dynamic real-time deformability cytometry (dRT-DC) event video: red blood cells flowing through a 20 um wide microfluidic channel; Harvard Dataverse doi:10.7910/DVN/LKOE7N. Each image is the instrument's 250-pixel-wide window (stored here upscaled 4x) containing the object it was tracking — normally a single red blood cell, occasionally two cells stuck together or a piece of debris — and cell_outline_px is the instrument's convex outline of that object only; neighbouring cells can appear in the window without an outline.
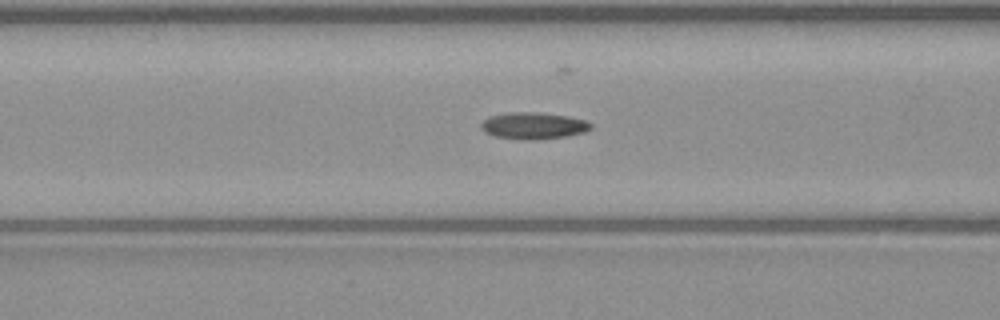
{"species": "common noctule bat (a hibernating species)", "species_latin": "Nyctalus noctula", "temperature_condition": "warm", "stored_images_in_passage": 42, "camera_frame_rate_fps": 3000, "um_per_image_px": 0.085, "animal": {"sex": "male", "body_mass_g": 23.1, "forearm_length_mm": 52.7}, "frame": {"image": 1, "passage_image": 21, "time_ms": 6.667, "image_size_px": [1000, 320], "cell_outline_px": [[592, 128], [584, 132], [568, 136], [536, 140], [528, 140], [496, 136], [484, 132], [480, 128], [480, 124], [488, 116], [512, 112], [536, 112], [568, 116], [588, 120], [592, 124]], "centroid_in_image_um": [45.36, 10.68], "position_along_channel_um": 121.2, "area_um2": 17.22}}
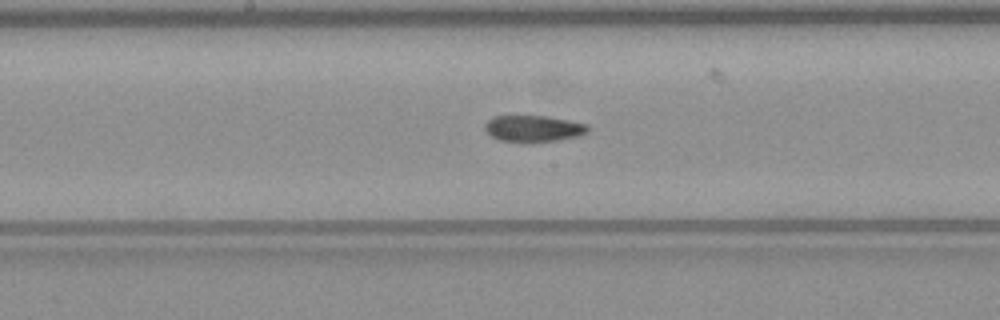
{"frame": {"image": 2, "passage_image": 27, "time_ms": 8.667, "image_size_px": [1000, 320], "cell_outline_px": [[588, 132], [580, 136], [560, 140], [500, 140], [492, 136], [484, 128], [484, 124], [492, 116], [544, 116], [568, 120], [588, 124]], "centroid_in_image_um": [45.37, 10.89], "position_along_channel_um": 202.8, "area_um2": 15.37}}
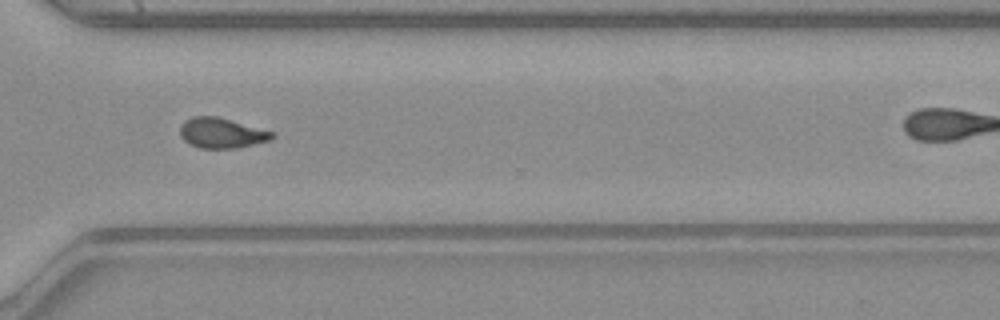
{"frame": {"image": 3, "passage_image": 38, "time_ms": 12.333, "image_size_px": [1000, 320], "cell_outline_px": [[276, 136], [268, 140], [236, 148], [200, 148], [188, 144], [180, 136], [180, 124], [184, 120], [192, 116], [216, 116], [276, 132]], "centroid_in_image_um": [18.81, 11.29], "position_along_channel_um": 351.8, "area_um2": 16.3}}